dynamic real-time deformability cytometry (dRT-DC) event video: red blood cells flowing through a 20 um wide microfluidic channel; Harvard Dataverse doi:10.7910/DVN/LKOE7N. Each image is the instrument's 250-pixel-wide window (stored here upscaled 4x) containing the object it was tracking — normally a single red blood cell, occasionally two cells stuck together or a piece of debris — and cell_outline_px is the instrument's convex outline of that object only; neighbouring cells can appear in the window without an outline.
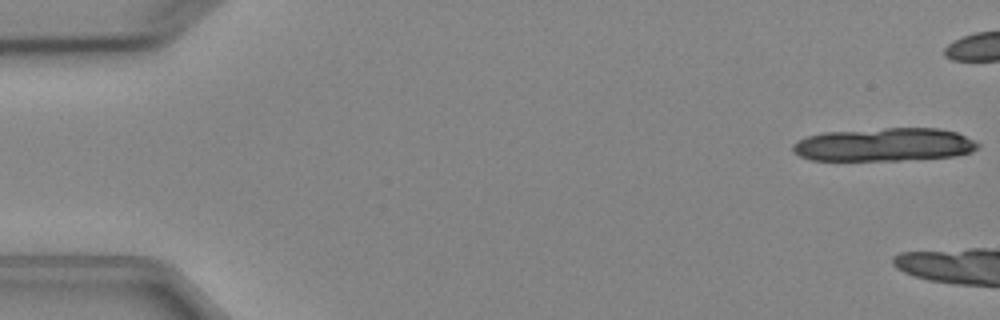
{"species": "Egyptian fruit bat (a non-hibernating species)", "species_latin": "Rousettus aegyptiacus", "temperature_condition": "cold", "stored_images_in_passage": 3, "camera_frame_rate_fps": 3000, "um_per_image_px": 0.085, "animal": {"sex": "female"}, "frame": {"image": 1, "passage_image": 1, "time_ms": 0.0, "image_size_px": [1000, 320], "cell_outline_px": [[980, 148], [972, 152], [956, 156], [900, 160], [812, 160], [800, 156], [792, 152], [792, 144], [808, 136], [824, 132], [884, 128], [940, 128], [956, 132], [976, 140], [980, 144]], "centroid_in_image_um": [75.21, 12.29], "position_along_channel_um": 9.8, "area_um2": 36.13}}